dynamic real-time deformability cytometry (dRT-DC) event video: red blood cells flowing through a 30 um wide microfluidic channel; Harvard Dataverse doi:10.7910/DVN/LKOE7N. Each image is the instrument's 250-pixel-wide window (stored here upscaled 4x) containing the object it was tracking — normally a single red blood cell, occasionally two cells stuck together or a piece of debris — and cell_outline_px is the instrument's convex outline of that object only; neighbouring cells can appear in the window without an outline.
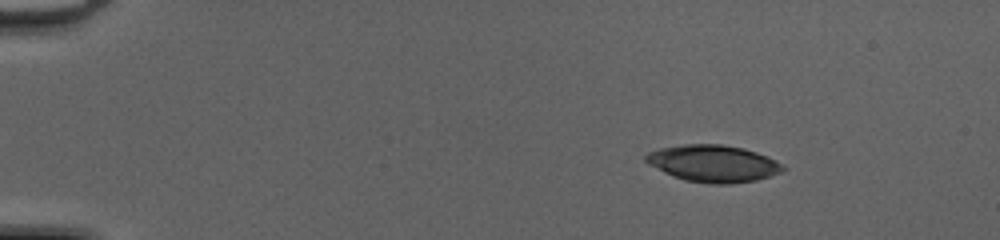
{"species": "common noctule bat (a hibernating species)", "species_latin": "Nyctalus noctula", "temperature_condition": "cold", "stored_images_in_passage": 49, "camera_frame_rate_fps": 3000, "um_per_image_px": 0.085, "animal": {"sex": "female", "body_mass_g": 20.0, "forearm_length_mm": 54.0}, "frame": {"image": 1, "passage_image": 7, "time_ms": 2.0, "image_size_px": [1000, 240], "cell_outline_px": [[784, 168], [780, 172], [756, 180], [728, 184], [712, 184], [684, 180], [648, 164], [644, 160], [644, 156], [648, 152], [660, 148], [684, 144], [720, 144], [744, 148], [756, 152], [776, 160]], "centroid_in_image_um": [60.59, 13.89], "position_along_channel_um": 24.4, "area_um2": 29.19}}
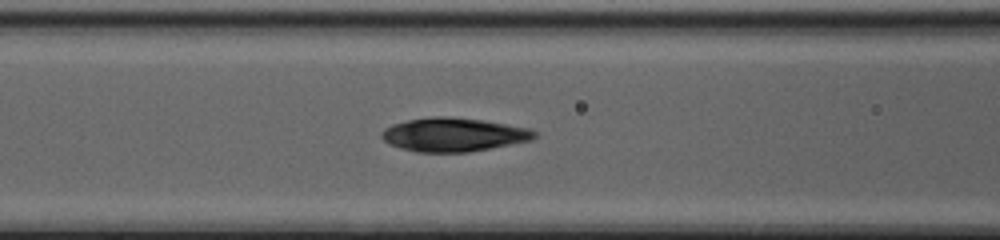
{"frame": {"image": 2, "passage_image": 22, "time_ms": 7.0, "image_size_px": [1000, 240], "cell_outline_px": [[536, 136], [532, 140], [468, 152], [416, 152], [400, 148], [388, 144], [380, 136], [384, 128], [392, 124], [408, 120], [432, 116], [444, 116], [484, 120], [528, 128], [536, 132]], "centroid_in_image_um": [38.51, 11.44], "position_along_channel_um": 128.1, "area_um2": 29.94}}
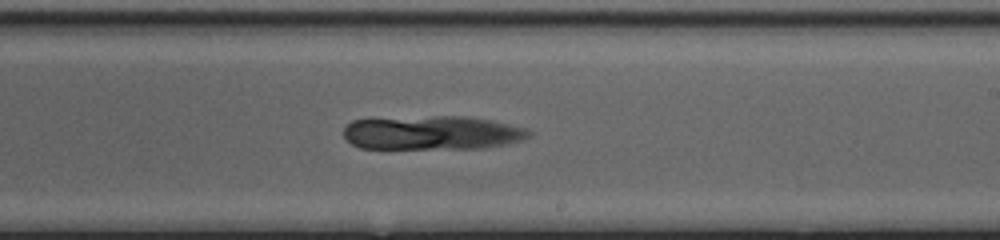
{"frame": {"image": 3, "passage_image": 31, "time_ms": 10.0, "image_size_px": [1000, 240], "cell_outline_px": [[532, 132], [528, 136], [520, 140], [484, 148], [360, 148], [352, 144], [344, 136], [344, 128], [352, 120], [372, 116], [468, 116], [492, 120], [524, 128]], "centroid_in_image_um": [36.62, 11.25], "position_along_channel_um": 252.4, "area_um2": 37.11}}